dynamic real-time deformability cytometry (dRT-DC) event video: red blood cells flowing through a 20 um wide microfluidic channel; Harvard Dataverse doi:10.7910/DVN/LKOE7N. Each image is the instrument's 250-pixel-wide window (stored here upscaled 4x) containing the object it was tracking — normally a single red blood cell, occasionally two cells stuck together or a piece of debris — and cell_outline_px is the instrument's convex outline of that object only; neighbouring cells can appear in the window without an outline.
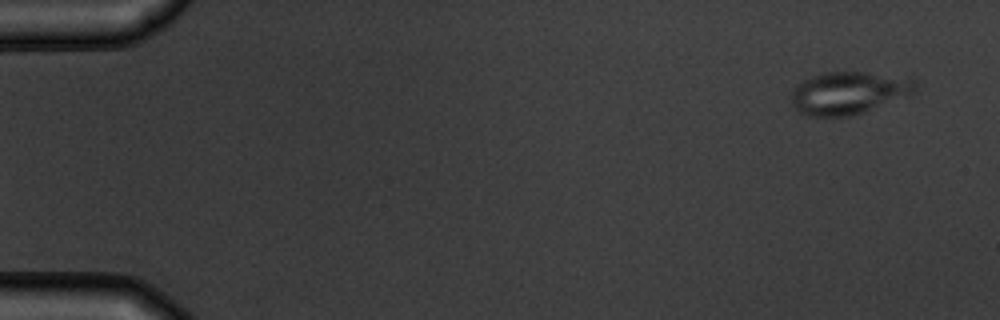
{"species": "common noctule bat (a hibernating species)", "species_latin": "Nyctalus noctula", "temperature_condition": "warm", "stored_images_in_passage": 5, "camera_frame_rate_fps": 3000, "um_per_image_px": 0.085, "animal": {"sex": "male", "body_mass_g": 19.5, "forearm_length_mm": 54.6}, "frame": {"image": 1, "passage_image": 1, "time_ms": 0.0, "image_size_px": [1000, 320], "cell_outline_px": [[916, 92], [912, 96], [864, 112], [848, 116], [808, 116], [800, 112], [792, 104], [792, 88], [796, 84], [820, 72], [868, 72], [916, 80]], "centroid_in_image_um": [72.16, 7.9], "position_along_channel_um": 12.8, "area_um2": 30.98}}